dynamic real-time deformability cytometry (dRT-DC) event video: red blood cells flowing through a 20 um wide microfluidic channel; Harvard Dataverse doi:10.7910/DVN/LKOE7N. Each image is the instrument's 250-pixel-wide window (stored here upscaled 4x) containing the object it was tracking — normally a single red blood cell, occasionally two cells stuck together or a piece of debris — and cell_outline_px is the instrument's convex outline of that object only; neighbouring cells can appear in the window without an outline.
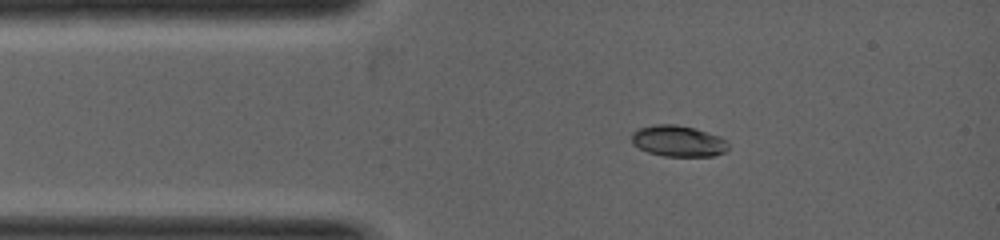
{"species": "common noctule bat (a hibernating species)", "species_latin": "Nyctalus noctula", "temperature_condition": "warm", "stored_images_in_passage": 3, "camera_frame_rate_fps": 5000, "um_per_image_px": 0.085, "animal": {"sex": "female", "body_mass_g": 19.0, "forearm_length_mm": 53.3}, "frame": {"image": 1, "passage_image": 1, "time_ms": 0.0, "image_size_px": [1000, 240], "cell_outline_px": [[728, 148], [724, 152], [716, 156], [664, 156], [648, 152], [632, 144], [632, 132], [636, 128], [656, 124], [676, 124], [696, 128], [720, 136], [728, 140]], "centroid_in_image_um": [57.66, 11.98], "position_along_channel_um": 27.3, "area_um2": 17.8}}
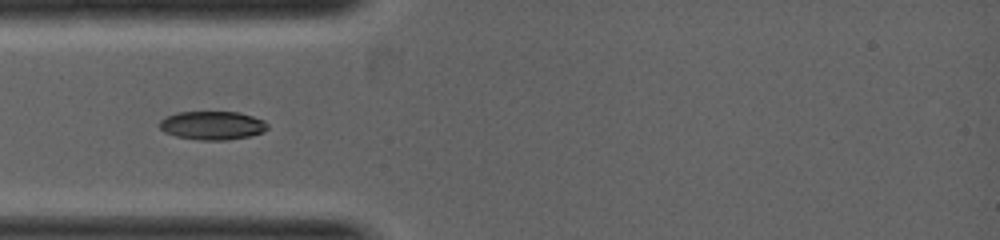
{"frame": {"image": 2, "passage_image": 2, "time_ms": 0.8, "image_size_px": [1000, 240], "cell_outline_px": [[268, 128], [264, 132], [248, 136], [228, 140], [200, 140], [176, 136], [164, 132], [160, 128], [160, 120], [176, 112], [240, 112], [264, 120], [268, 124]], "centroid_in_image_um": [18.07, 10.66], "position_along_channel_um": 66.9, "area_um2": 17.98}}
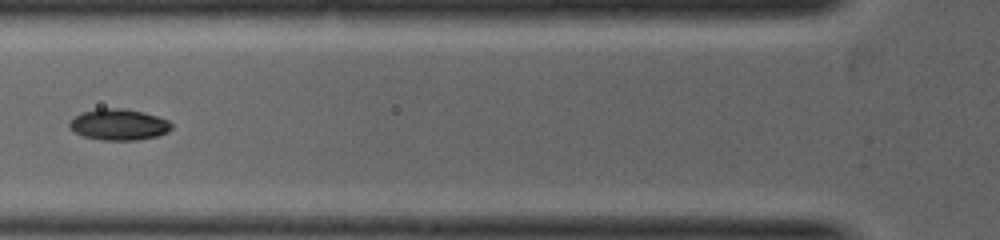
{"frame": {"image": 3, "passage_image": 3, "time_ms": 1.4, "image_size_px": [1000, 240], "cell_outline_px": [[172, 128], [156, 136], [136, 140], [104, 140], [84, 136], [76, 132], [68, 124], [80, 112], [96, 108], [124, 108], [144, 112], [168, 120], [172, 124]], "centroid_in_image_um": [10.09, 10.57], "position_along_channel_um": 115.7, "area_um2": 18.32}}